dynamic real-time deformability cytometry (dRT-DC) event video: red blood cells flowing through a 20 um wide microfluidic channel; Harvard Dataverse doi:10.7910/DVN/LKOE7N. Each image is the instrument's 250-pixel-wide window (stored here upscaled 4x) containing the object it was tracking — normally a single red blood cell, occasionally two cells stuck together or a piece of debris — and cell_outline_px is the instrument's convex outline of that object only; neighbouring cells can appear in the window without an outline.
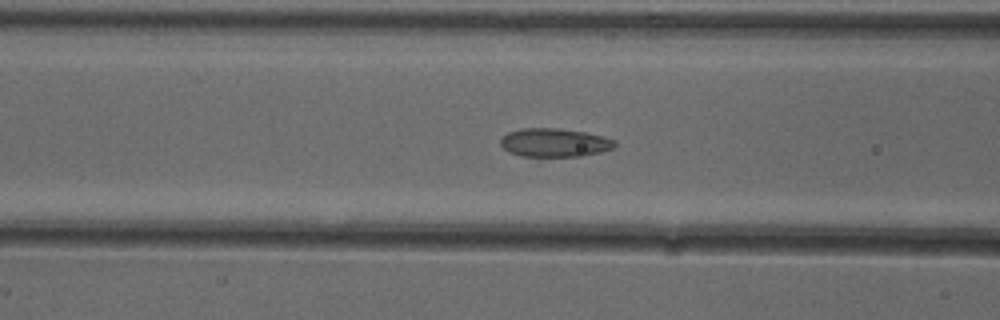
{"species": "common noctule bat (a hibernating species)", "species_latin": "Nyctalus noctula", "temperature_condition": "cold", "stored_images_in_passage": 23, "camera_frame_rate_fps": 3000, "um_per_image_px": 0.085, "animal": {"sex": "female"}, "frame": {"image": 1, "passage_image": 9, "time_ms": 2.667, "image_size_px": [1000, 320], "cell_outline_px": [[616, 144], [612, 148], [600, 152], [580, 156], [520, 156], [508, 152], [500, 144], [500, 140], [508, 132], [520, 128], [556, 128], [584, 132], [604, 136], [616, 140]], "centroid_in_image_um": [47.12, 12.12], "position_along_channel_um": 119.5, "area_um2": 18.96}}
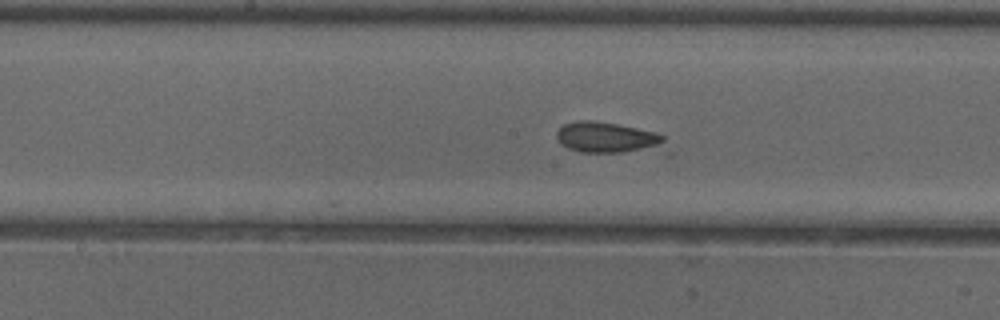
{"frame": {"image": 2, "passage_image": 15, "time_ms": 4.667, "image_size_px": [1000, 320], "cell_outline_px": [[672, 156], [664, 156], [580, 152], [568, 148], [560, 144], [556, 136], [556, 132], [564, 124], [580, 120], [596, 120], [656, 132], [664, 136]], "centroid_in_image_um": [51.97, 11.82], "position_along_channel_um": 196.2, "area_um2": 21.79}}
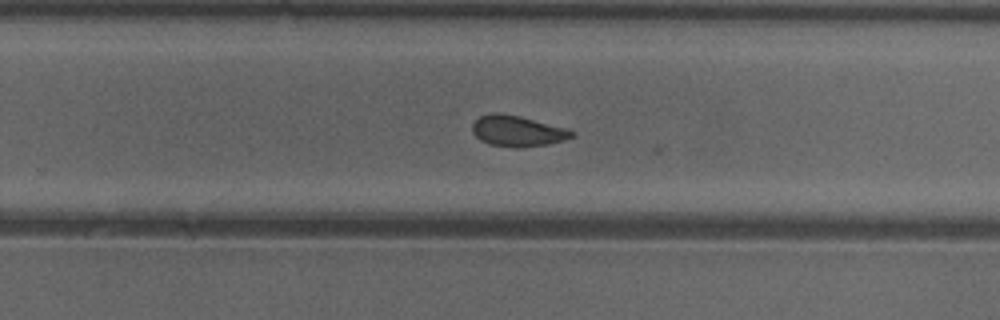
{"frame": {"image": 3, "passage_image": 22, "time_ms": 7.0, "image_size_px": [1000, 320], "cell_outline_px": [[576, 136], [564, 140], [548, 144], [520, 148], [512, 148], [488, 144], [480, 140], [472, 132], [472, 124], [480, 116], [496, 112], [500, 112], [520, 116], [568, 128], [576, 132]], "centroid_in_image_um": [44.01, 11.14], "position_along_channel_um": 285.8, "area_um2": 18.21}}